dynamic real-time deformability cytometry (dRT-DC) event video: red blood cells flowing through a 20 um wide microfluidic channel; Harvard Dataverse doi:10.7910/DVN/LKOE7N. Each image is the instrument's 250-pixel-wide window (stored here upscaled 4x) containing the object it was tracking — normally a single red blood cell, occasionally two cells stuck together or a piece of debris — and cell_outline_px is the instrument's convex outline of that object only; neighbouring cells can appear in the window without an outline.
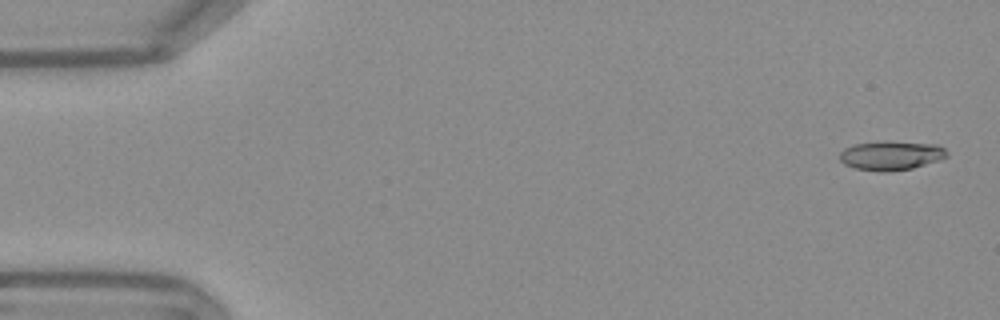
{"species": "Egyptian fruit bat (a non-hibernating species)", "species_latin": "Rousettus aegyptiacus", "temperature_condition": "warm", "stored_images_in_passage": 53, "camera_frame_rate_fps": 3000, "um_per_image_px": 0.085, "frame": {"image": 1, "passage_image": 2, "time_ms": 0.333, "image_size_px": [1000, 320], "cell_outline_px": [[948, 156], [940, 160], [912, 168], [888, 172], [880, 172], [856, 168], [844, 164], [840, 160], [840, 152], [844, 148], [852, 144], [888, 140], [940, 144], [948, 152]], "centroid_in_image_um": [75.77, 13.19], "position_along_channel_um": 9.2, "area_um2": 18.67}}
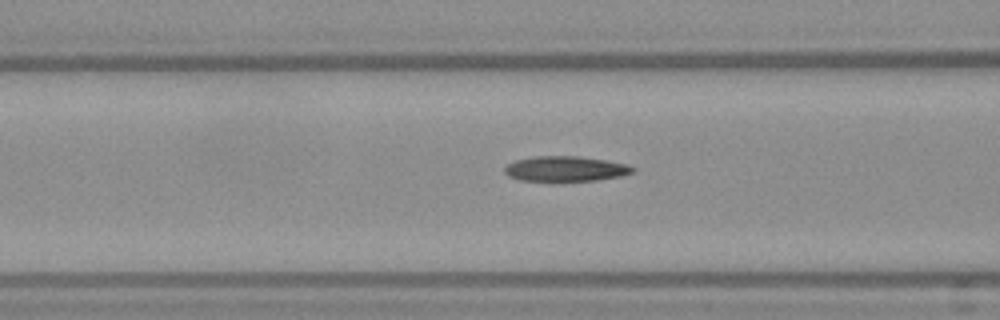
{"frame": {"image": 2, "passage_image": 21, "time_ms": 6.667, "image_size_px": [1000, 320], "cell_outline_px": [[636, 168], [632, 172], [620, 176], [596, 180], [552, 184], [520, 180], [508, 176], [504, 172], [504, 168], [508, 164], [516, 160], [532, 156], [576, 156], [604, 160], [628, 164]], "centroid_in_image_um": [48.01, 14.39], "position_along_channel_um": 118.6, "area_um2": 19.59}}
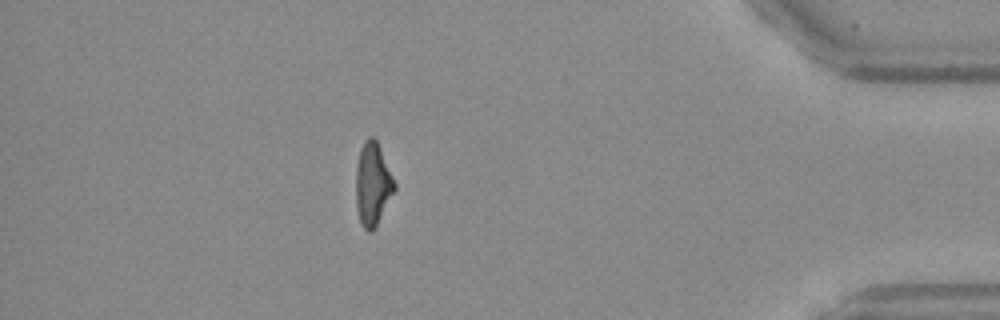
{"frame": {"image": 3, "passage_image": 47, "time_ms": 15.333, "image_size_px": [1000, 320], "cell_outline_px": [[396, 188], [372, 232], [368, 232], [364, 228], [360, 220], [356, 208], [356, 164], [360, 148], [364, 140], [368, 136], [372, 136], [376, 140], [380, 148], [396, 184]], "centroid_in_image_um": [31.66, 15.62], "position_along_channel_um": 403.5, "area_um2": 18.5}, "authors_computed_cell_mechanics": {"area_um2": 18.6694, "velocity_mm_per_s": 3.8134, "shape_relaxation_time_tau1_ms": null, "shape_relaxation_time_tau2_ms": 3.5811, "deformation_change_tau1": null, "deformation_change_tau2": 0.1379}}